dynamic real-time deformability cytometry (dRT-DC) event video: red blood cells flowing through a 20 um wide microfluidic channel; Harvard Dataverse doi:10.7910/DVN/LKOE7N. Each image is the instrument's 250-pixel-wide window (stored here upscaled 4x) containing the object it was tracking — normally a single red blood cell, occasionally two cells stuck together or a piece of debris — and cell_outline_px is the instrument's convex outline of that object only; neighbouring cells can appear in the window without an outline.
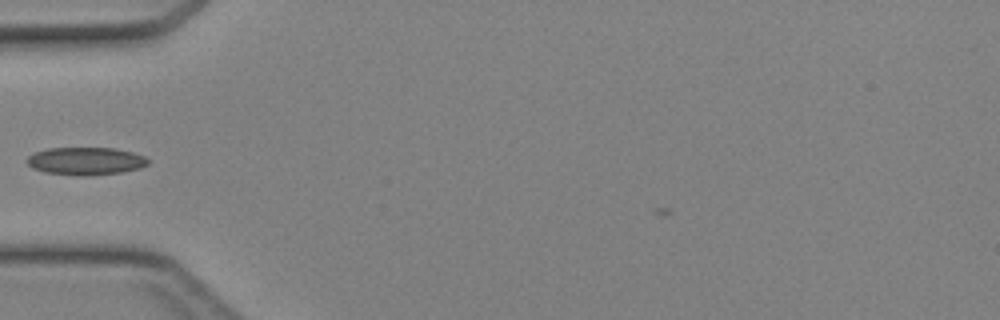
{"species": "Egyptian fruit bat (a non-hibernating species)", "species_latin": "Rousettus aegyptiacus", "temperature_condition": "cold", "stored_images_in_passage": 32, "camera_frame_rate_fps": 3000, "um_per_image_px": 0.085, "animal": {"sex": "female"}, "frame": {"image": 1, "passage_image": 3, "time_ms": 0.667, "image_size_px": [1000, 320], "cell_outline_px": [[148, 164], [140, 168], [124, 172], [88, 176], [80, 176], [44, 172], [32, 168], [24, 160], [32, 152], [48, 148], [112, 148], [132, 152], [144, 156], [148, 160]], "centroid_in_image_um": [7.24, 13.69], "position_along_channel_um": 77.8, "area_um2": 19.77}}
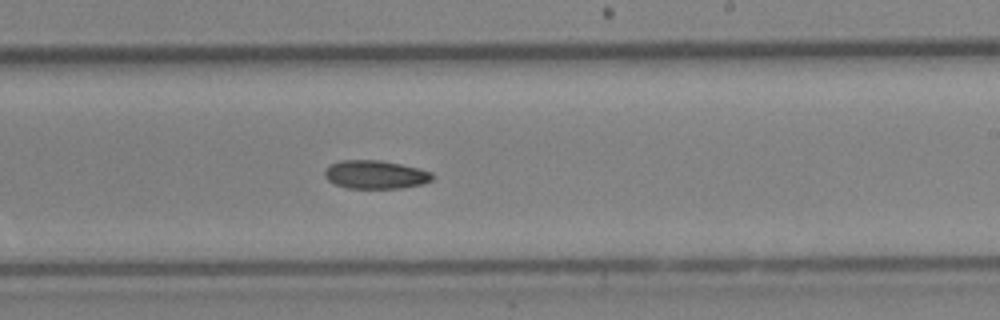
{"frame": {"image": 2, "passage_image": 15, "time_ms": 4.667, "image_size_px": [1000, 320], "cell_outline_px": [[436, 176], [432, 180], [424, 184], [400, 188], [348, 188], [336, 184], [328, 180], [324, 176], [324, 168], [328, 164], [340, 160], [380, 160], [420, 168], [432, 172]], "centroid_in_image_um": [31.92, 14.83], "position_along_channel_um": 257.1, "area_um2": 18.09}}
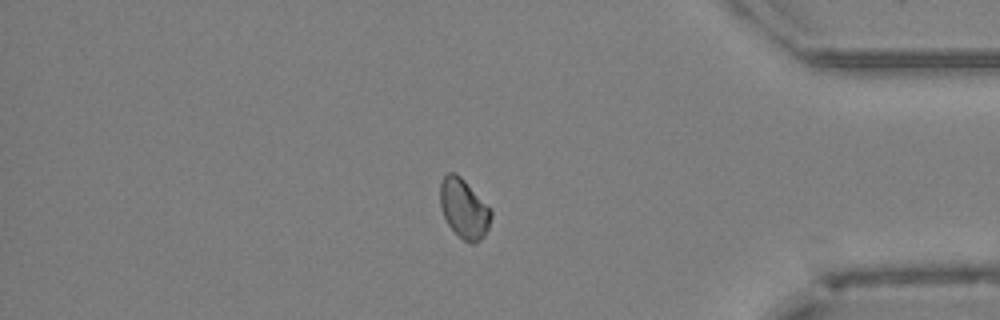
{"frame": {"image": 3, "passage_image": 26, "time_ms": 8.333, "image_size_px": [1000, 320], "cell_outline_px": [[492, 216], [488, 228], [484, 236], [476, 244], [468, 244], [448, 224], [444, 216], [440, 204], [440, 184], [444, 176], [448, 172], [456, 172], [464, 180], [492, 212]], "centroid_in_image_um": [39.43, 17.75], "position_along_channel_um": 395.8, "area_um2": 17.34}}